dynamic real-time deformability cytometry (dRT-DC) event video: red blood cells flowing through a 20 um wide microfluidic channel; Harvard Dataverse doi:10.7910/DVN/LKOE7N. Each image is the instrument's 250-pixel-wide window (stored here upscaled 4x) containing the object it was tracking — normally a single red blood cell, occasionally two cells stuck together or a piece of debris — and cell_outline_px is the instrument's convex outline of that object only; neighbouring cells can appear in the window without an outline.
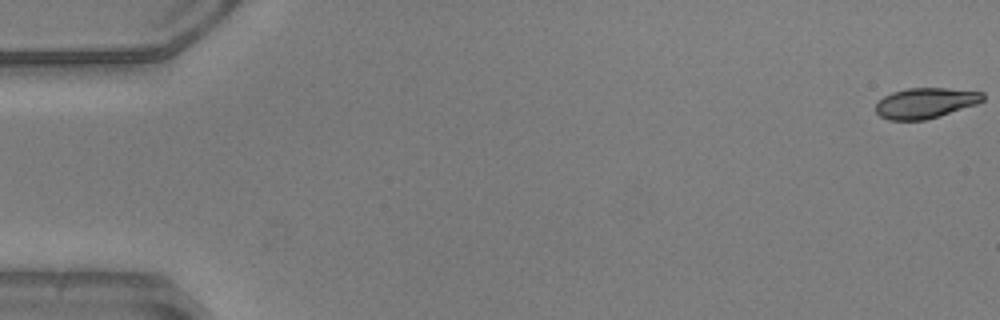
{"species": "common noctule bat (a hibernating species)", "species_latin": "Nyctalus noctula", "temperature_condition": "warm", "stored_images_in_passage": 52, "camera_frame_rate_fps": 3000, "um_per_image_px": 0.085, "animal": {"sex": "male", "body_mass_g": 20.5, "forearm_length_mm": 52.5}, "frame": {"image": 1, "passage_image": 1, "time_ms": 0.0, "image_size_px": [1000, 320], "cell_outline_px": [[984, 100], [976, 104], [940, 116], [924, 120], [888, 120], [880, 116], [876, 112], [876, 104], [884, 96], [892, 92], [908, 88], [948, 88], [984, 92]], "centroid_in_image_um": [78.67, 8.75], "position_along_channel_um": 6.3, "area_um2": 19.02}}
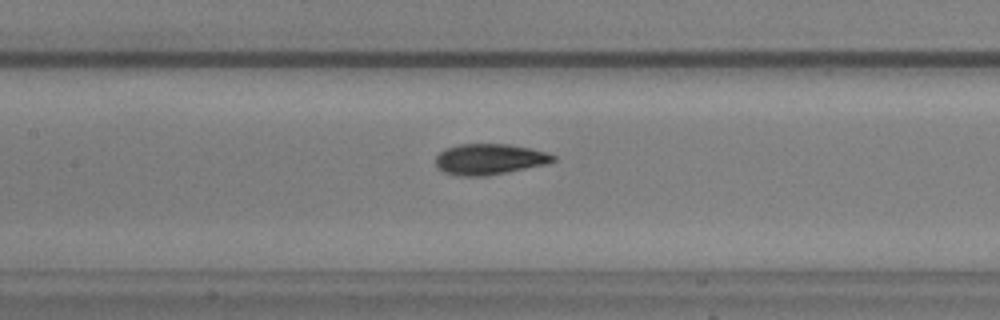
{"frame": {"image": 2, "passage_image": 25, "time_ms": 8.0, "image_size_px": [1000, 320], "cell_outline_px": [[556, 160], [548, 164], [484, 176], [456, 176], [444, 172], [436, 168], [436, 156], [444, 148], [460, 144], [508, 144], [532, 148], [548, 152], [556, 156]], "centroid_in_image_um": [41.61, 13.53], "position_along_channel_um": 165.8, "area_um2": 21.33}}
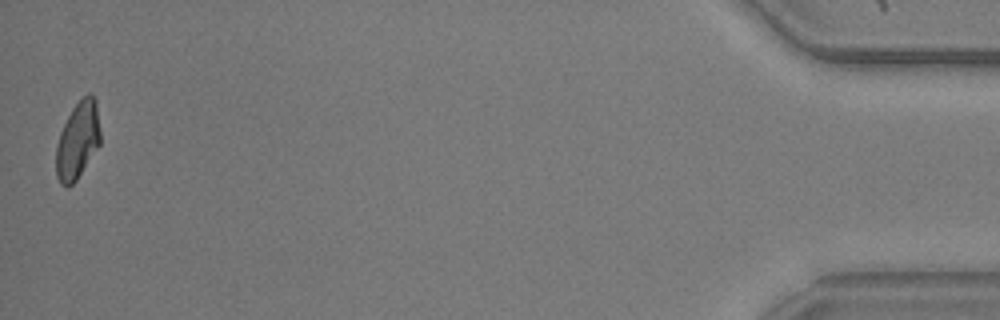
{"frame": {"image": 3, "passage_image": 52, "time_ms": 17.0, "image_size_px": [1000, 320], "cell_outline_px": [[100, 144], [76, 180], [68, 188], [60, 184], [56, 176], [56, 144], [60, 132], [72, 108], [88, 92], [92, 92], [96, 100], [100, 132]], "centroid_in_image_um": [6.6, 11.93], "position_along_channel_um": 428.6, "area_um2": 19.94}, "authors_computed_cell_mechanics": {"area_um2": 20.6635, "velocity_mm_per_s": 3.942, "shape_relaxation_time_tau1_ms": 4.7855, "shape_relaxation_time_tau2_ms": 1.8786, "deformation_change_tau1": 0.1733, "deformation_change_tau2": 0.0754}}